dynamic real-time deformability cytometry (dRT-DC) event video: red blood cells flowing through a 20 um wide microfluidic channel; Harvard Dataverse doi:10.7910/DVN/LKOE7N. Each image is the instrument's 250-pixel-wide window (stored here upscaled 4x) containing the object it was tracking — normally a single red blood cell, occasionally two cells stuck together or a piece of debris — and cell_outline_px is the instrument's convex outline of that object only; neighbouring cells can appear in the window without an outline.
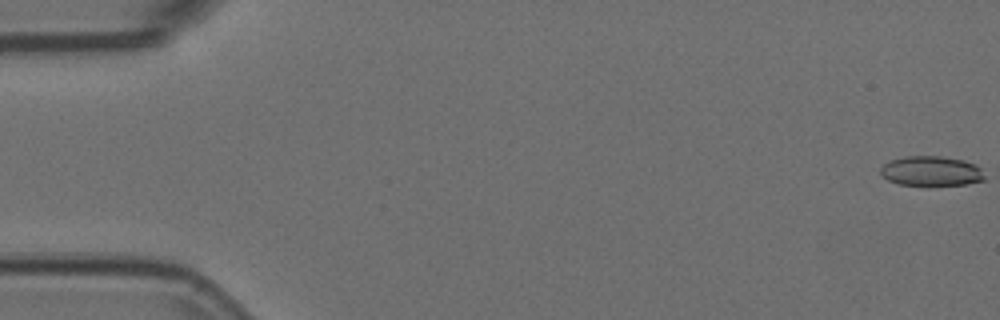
{"species": "Egyptian fruit bat (a non-hibernating species)", "species_latin": "Rousettus aegyptiacus", "temperature_condition": "room temperature", "stored_images_in_passage": 14, "camera_frame_rate_fps": 3000, "um_per_image_px": 0.085, "animal": {"sex": "female"}, "frame": {"image": 1, "passage_image": 1, "time_ms": 0.0, "image_size_px": [1000, 320], "cell_outline_px": [[984, 180], [964, 184], [900, 184], [888, 180], [880, 172], [880, 168], [884, 164], [892, 160], [904, 156], [940, 156], [964, 160], [976, 164], [980, 168], [984, 176]], "centroid_in_image_um": [79.16, 14.52], "position_along_channel_um": 5.8, "area_um2": 17.69}}
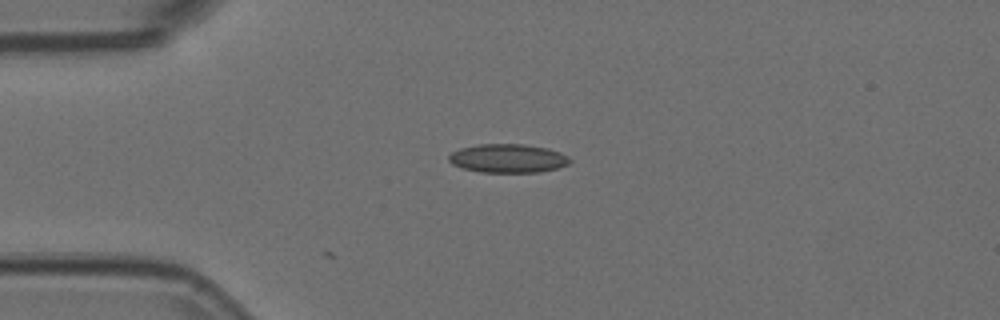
{"frame": {"image": 2, "passage_image": 14, "time_ms": 4.333, "image_size_px": [1000, 320], "cell_outline_px": [[572, 160], [568, 164], [556, 168], [540, 172], [480, 172], [464, 168], [452, 164], [448, 160], [448, 156], [452, 152], [460, 148], [480, 144], [524, 144], [548, 148], [560, 152], [568, 156]], "centroid_in_image_um": [43.18, 13.45], "position_along_channel_um": 41.8, "area_um2": 20.23}}